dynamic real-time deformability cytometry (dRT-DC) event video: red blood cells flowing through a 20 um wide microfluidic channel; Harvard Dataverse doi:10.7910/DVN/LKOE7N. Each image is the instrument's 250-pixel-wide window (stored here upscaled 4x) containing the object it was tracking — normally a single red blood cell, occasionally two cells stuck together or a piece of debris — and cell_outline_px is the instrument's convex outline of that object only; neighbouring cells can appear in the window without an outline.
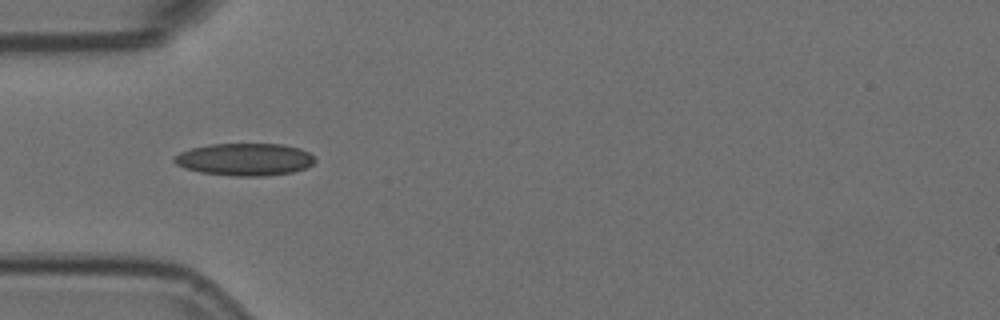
{"species": "Egyptian fruit bat (a non-hibernating species)", "species_latin": "Rousettus aegyptiacus", "temperature_condition": "room temperature", "stored_images_in_passage": 8, "camera_frame_rate_fps": 3000, "um_per_image_px": 0.085, "animal": {"sex": "female"}, "frame": {"image": 1, "passage_image": 3, "time_ms": 0.667, "image_size_px": [1000, 320], "cell_outline_px": [[316, 160], [312, 164], [304, 168], [292, 172], [264, 176], [232, 176], [200, 172], [184, 168], [176, 164], [172, 160], [172, 156], [180, 152], [192, 148], [208, 144], [280, 144], [300, 148], [308, 152]], "centroid_in_image_um": [20.76, 13.55], "position_along_channel_um": 64.2, "area_um2": 26.59}}
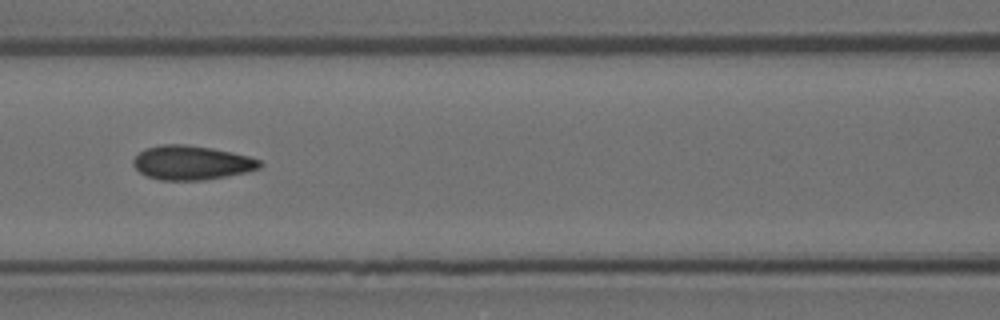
{"frame": {"image": 2, "passage_image": 5, "time_ms": 1.333, "image_size_px": [1000, 320], "cell_outline_px": [[264, 164], [260, 168], [244, 172], [204, 180], [160, 180], [148, 176], [140, 172], [132, 164], [132, 160], [144, 148], [160, 144], [184, 144], [212, 148], [232, 152], [248, 156], [260, 160]], "centroid_in_image_um": [16.27, 13.82], "position_along_channel_um": 150.3, "area_um2": 25.14}}
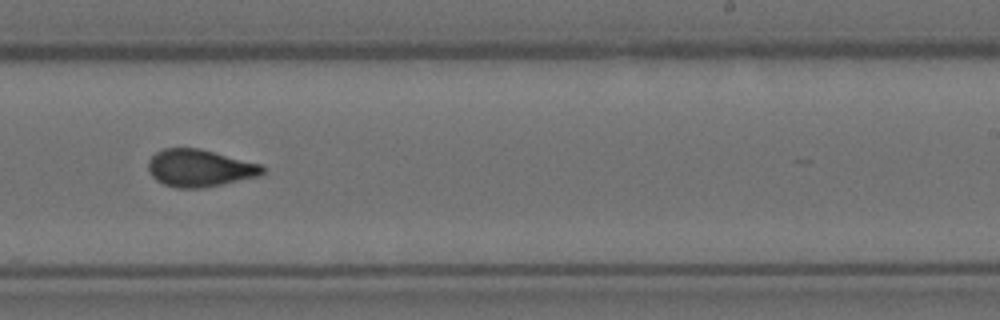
{"frame": {"image": 3, "passage_image": 8, "time_ms": 2.333, "image_size_px": [1000, 320], "cell_outline_px": [[264, 172], [260, 176], [224, 184], [204, 188], [176, 188], [164, 184], [156, 180], [152, 176], [148, 168], [148, 160], [156, 152], [164, 148], [200, 148], [260, 164], [264, 168]], "centroid_in_image_um": [16.97, 14.29], "position_along_channel_um": 272.0, "area_um2": 24.91}}